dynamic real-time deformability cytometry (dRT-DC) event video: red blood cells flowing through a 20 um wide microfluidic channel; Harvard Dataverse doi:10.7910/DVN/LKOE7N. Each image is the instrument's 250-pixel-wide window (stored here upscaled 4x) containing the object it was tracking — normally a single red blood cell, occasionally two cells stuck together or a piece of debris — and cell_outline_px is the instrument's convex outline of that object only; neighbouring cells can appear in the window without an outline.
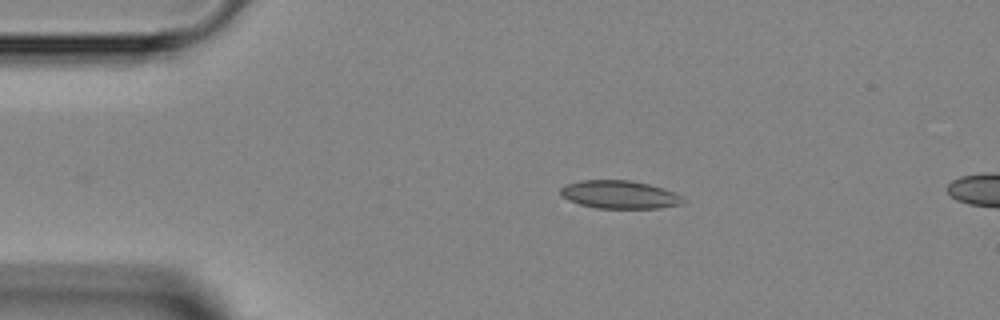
{"species": "Egyptian fruit bat (a non-hibernating species)", "species_latin": "Rousettus aegyptiacus", "temperature_condition": "room temperature", "stored_images_in_passage": 3, "camera_frame_rate_fps": 3000, "um_per_image_px": 0.085, "animal": {"sex": "female"}, "frame": {"image": 1, "passage_image": 3, "time_ms": 2.0, "image_size_px": [1000, 320], "cell_outline_px": [[688, 200], [680, 204], [660, 208], [596, 208], [580, 204], [568, 200], [560, 192], [560, 188], [568, 184], [580, 180], [632, 180], [664, 188], [676, 192], [684, 196]], "centroid_in_image_um": [52.73, 16.54], "position_along_channel_um": 32.3, "area_um2": 20.17}}